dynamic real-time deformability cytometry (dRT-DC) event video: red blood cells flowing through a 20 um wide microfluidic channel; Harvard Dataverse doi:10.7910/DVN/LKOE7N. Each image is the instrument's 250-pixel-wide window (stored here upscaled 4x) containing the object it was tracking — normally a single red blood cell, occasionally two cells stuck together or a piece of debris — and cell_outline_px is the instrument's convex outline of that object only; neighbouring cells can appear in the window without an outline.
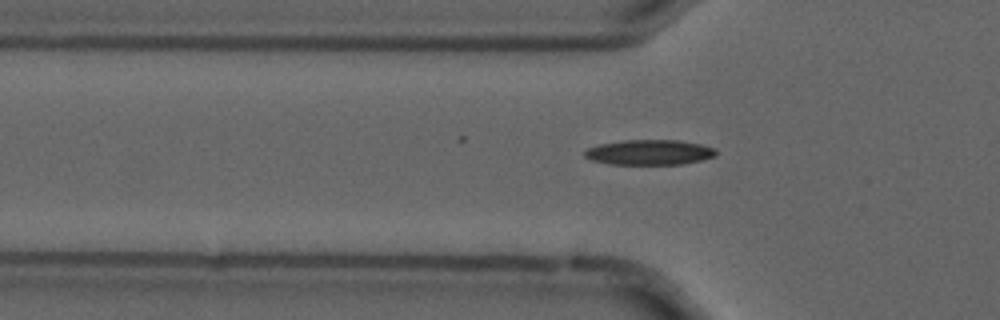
{"species": "common noctule bat (a hibernating species)", "species_latin": "Nyctalus noctula", "temperature_condition": "cold", "stored_images_in_passage": 50, "camera_frame_rate_fps": 3000, "um_per_image_px": 0.085, "animal": {"sex": "male", "forearm_length_mm": 52.5}, "frame": {"image": 1, "passage_image": 17, "time_ms": 5.333, "image_size_px": [1000, 320], "cell_outline_px": [[716, 156], [700, 160], [680, 164], [608, 164], [592, 160], [584, 156], [584, 152], [588, 148], [600, 144], [624, 140], [676, 140], [700, 144], [716, 148]], "centroid_in_image_um": [55.2, 12.94], "position_along_channel_um": 70.6, "area_um2": 19.13}}
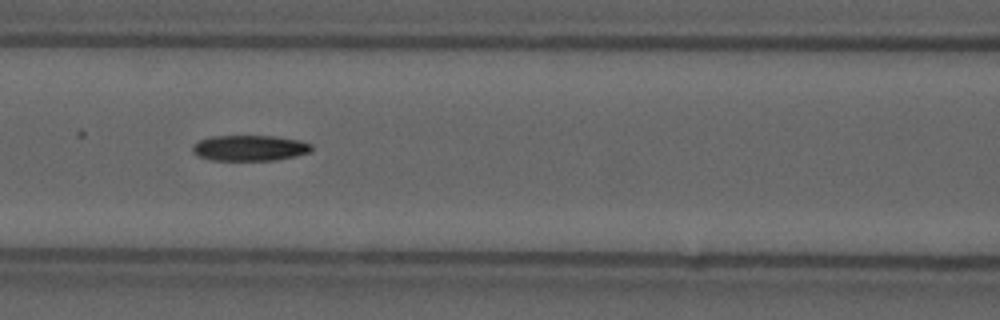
{"frame": {"image": 2, "passage_image": 23, "time_ms": 7.333, "image_size_px": [1000, 320], "cell_outline_px": [[312, 148], [308, 152], [296, 156], [276, 160], [212, 160], [196, 156], [192, 152], [192, 148], [200, 140], [212, 136], [272, 136], [300, 140], [312, 144]], "centroid_in_image_um": [21.22, 12.58], "position_along_channel_um": 145.4, "area_um2": 17.74}}
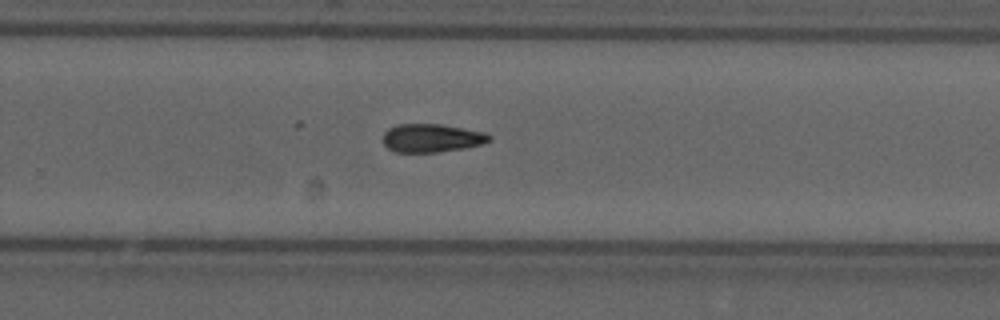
{"frame": {"image": 3, "passage_image": 35, "time_ms": 11.333, "image_size_px": [1000, 320], "cell_outline_px": [[492, 140], [484, 144], [464, 148], [436, 152], [396, 152], [388, 148], [384, 144], [384, 132], [388, 128], [400, 124], [440, 124], [484, 132], [492, 136]], "centroid_in_image_um": [36.72, 11.73], "position_along_channel_um": 293.1, "area_um2": 17.51}}